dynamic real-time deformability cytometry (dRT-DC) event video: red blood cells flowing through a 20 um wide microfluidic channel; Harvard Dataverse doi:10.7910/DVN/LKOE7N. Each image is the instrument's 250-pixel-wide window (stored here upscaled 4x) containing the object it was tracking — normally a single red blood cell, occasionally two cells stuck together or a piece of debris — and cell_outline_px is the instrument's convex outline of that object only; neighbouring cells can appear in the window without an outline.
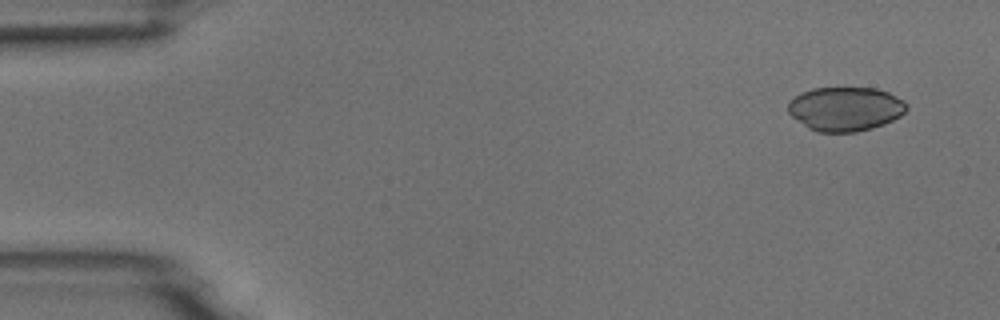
{"species": "common noctule bat (a hibernating species)", "species_latin": "Nyctalus noctula", "temperature_condition": "room temperature", "stored_images_in_passage": 4, "camera_frame_rate_fps": 3000, "um_per_image_px": 0.085, "animal": {"sex": "male", "body_mass_g": 18.8}, "frame": {"image": 1, "passage_image": 1, "time_ms": 0.0, "image_size_px": [1000, 320], "cell_outline_px": [[908, 108], [900, 116], [884, 124], [872, 128], [856, 132], [816, 132], [808, 128], [792, 116], [788, 112], [788, 100], [800, 92], [812, 88], [876, 88], [888, 92], [904, 100], [908, 104]], "centroid_in_image_um": [71.84, 9.25], "position_along_channel_um": 13.2, "area_um2": 30.69}}